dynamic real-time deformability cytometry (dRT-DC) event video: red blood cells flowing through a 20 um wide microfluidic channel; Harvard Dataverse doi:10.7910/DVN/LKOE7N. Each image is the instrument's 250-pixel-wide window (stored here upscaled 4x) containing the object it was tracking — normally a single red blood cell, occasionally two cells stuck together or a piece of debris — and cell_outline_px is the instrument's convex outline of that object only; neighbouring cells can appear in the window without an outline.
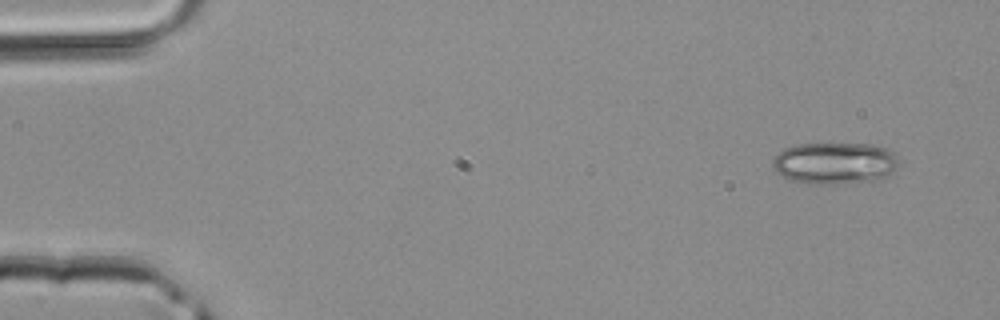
{"species": "common noctule bat (a hibernating species)", "species_latin": "Nyctalus noctula", "temperature_condition": "room temperature", "stored_images_in_passage": 4, "camera_frame_rate_fps": 3000, "um_per_image_px": 0.085, "animal": {"sex": "male", "body_mass_g": 20.4}, "frame": {"image": 1, "passage_image": 1, "time_ms": 0.0, "image_size_px": [1000, 320], "cell_outline_px": [[900, 164], [888, 176], [880, 180], [832, 184], [812, 184], [792, 180], [776, 172], [772, 168], [772, 160], [784, 148], [796, 144], [876, 144], [888, 148], [896, 152]], "centroid_in_image_um": [71.02, 13.86], "position_along_channel_um": 14.0, "area_um2": 31.15}}